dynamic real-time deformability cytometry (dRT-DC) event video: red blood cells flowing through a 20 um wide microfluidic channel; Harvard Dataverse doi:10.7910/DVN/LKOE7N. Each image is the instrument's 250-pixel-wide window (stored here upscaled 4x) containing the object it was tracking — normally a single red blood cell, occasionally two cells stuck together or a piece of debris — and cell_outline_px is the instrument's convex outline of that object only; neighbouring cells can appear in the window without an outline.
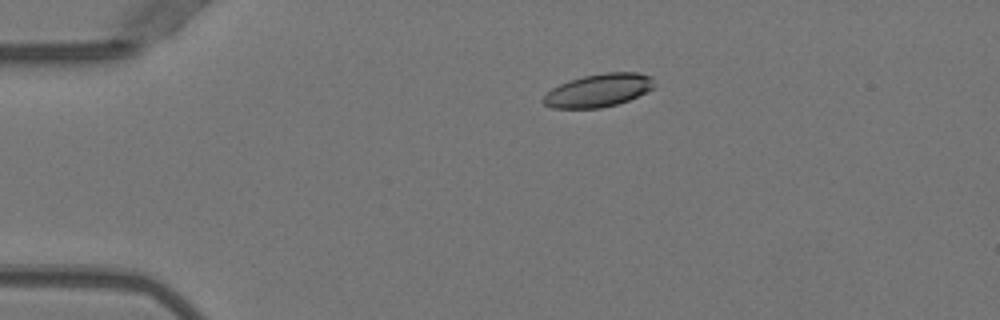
{"species": "Egyptian fruit bat (a non-hibernating species)", "species_latin": "Rousettus aegyptiacus", "temperature_condition": "warm", "stored_images_in_passage": 48, "camera_frame_rate_fps": 3000, "um_per_image_px": 0.085, "animal": {"sex": "female"}, "frame": {"image": 1, "passage_image": 7, "time_ms": 2.0, "image_size_px": [1000, 320], "cell_outline_px": [[652, 88], [628, 100], [616, 104], [600, 108], [552, 108], [544, 104], [540, 100], [552, 88], [560, 84], [584, 76], [604, 72], [636, 72], [652, 76]], "centroid_in_image_um": [50.83, 7.68], "position_along_channel_um": 34.2, "area_um2": 21.04}}
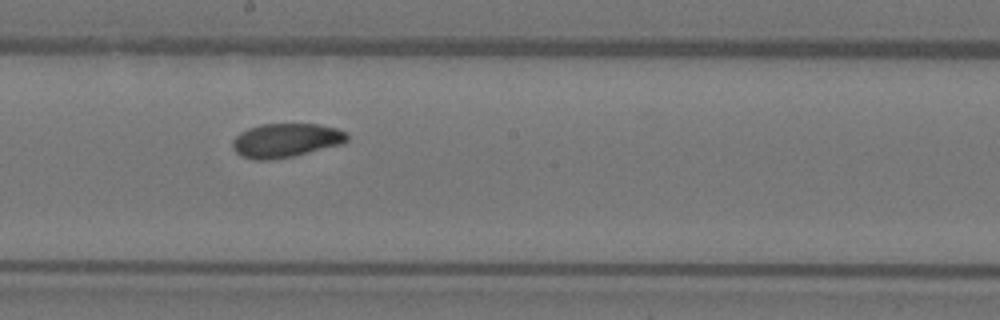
{"frame": {"image": 2, "passage_image": 25, "time_ms": 8.0, "image_size_px": [1000, 320], "cell_outline_px": [[348, 140], [340, 144], [292, 156], [272, 160], [252, 160], [240, 156], [232, 148], [232, 140], [240, 132], [248, 128], [260, 124], [316, 124], [336, 128], [348, 132]], "centroid_in_image_um": [24.25, 11.93], "position_along_channel_um": 223.9, "area_um2": 22.72}}
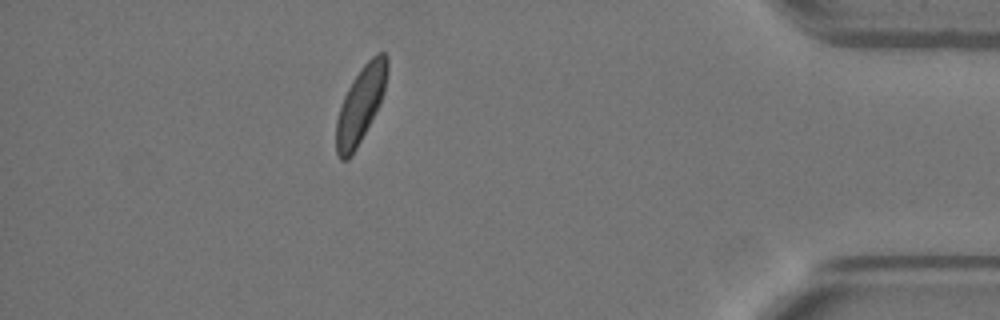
{"frame": {"image": 3, "passage_image": 42, "time_ms": 13.667, "image_size_px": [1000, 320], "cell_outline_px": [[388, 72], [384, 92], [380, 104], [376, 112], [352, 156], [348, 160], [340, 160], [336, 152], [336, 120], [344, 96], [352, 80], [364, 64], [376, 52], [384, 52], [388, 56]], "centroid_in_image_um": [30.66, 8.88], "position_along_channel_um": 404.5, "area_um2": 22.72}, "authors_computed_cell_mechanics": {"area_um2": 22.7154, "velocity_mm_per_s": 3.955, "shape_relaxation_time_tau1_ms": 2.4373, "shape_relaxation_time_tau2_ms": 2.0421, "deformation_change_tau1": 0.1166, "deformation_change_tau2": 0.0603}}